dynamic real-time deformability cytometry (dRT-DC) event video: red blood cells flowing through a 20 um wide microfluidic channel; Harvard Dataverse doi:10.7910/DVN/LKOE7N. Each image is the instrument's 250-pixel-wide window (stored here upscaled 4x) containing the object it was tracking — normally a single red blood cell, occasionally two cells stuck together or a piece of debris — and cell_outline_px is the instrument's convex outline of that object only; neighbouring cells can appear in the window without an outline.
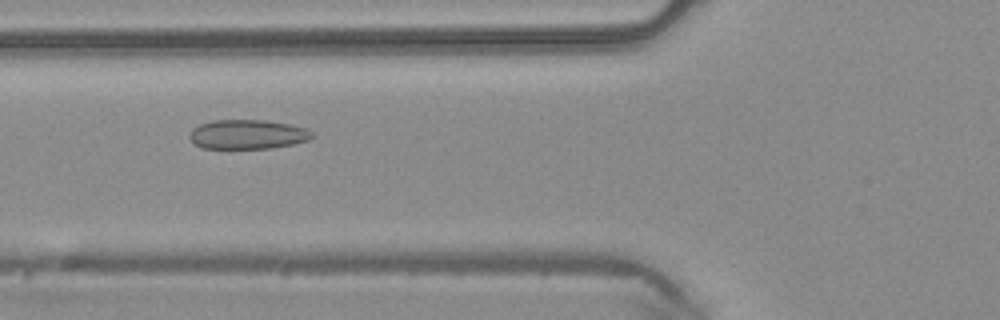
{"species": "common noctule bat (a hibernating species)", "species_latin": "Nyctalus noctula", "temperature_condition": "warm", "stored_images_in_passage": 30, "camera_frame_rate_fps": 3000, "um_per_image_px": 0.085, "animal": {"sex": "male", "body_mass_g": 20.4}, "frame": {"image": 1, "passage_image": 3, "time_ms": 0.667, "image_size_px": [1000, 320], "cell_outline_px": [[316, 136], [308, 140], [292, 144], [272, 148], [204, 148], [196, 144], [188, 136], [188, 132], [192, 128], [200, 124], [212, 120], [268, 120], [292, 124], [304, 128], [312, 132]], "centroid_in_image_um": [21.05, 11.41], "position_along_channel_um": 104.7, "area_um2": 21.1}}
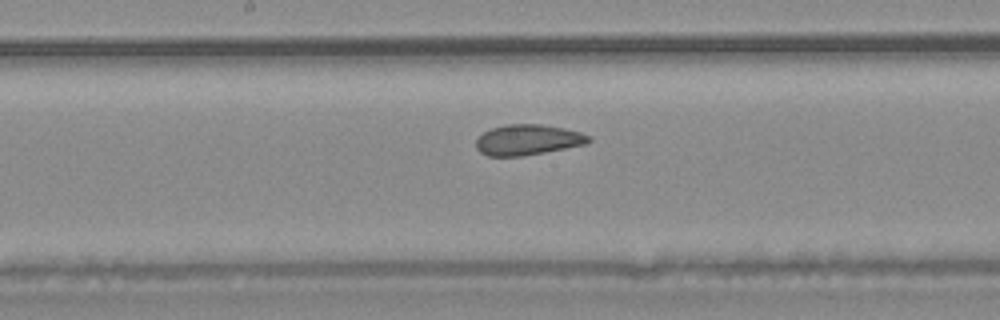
{"frame": {"image": 2, "passage_image": 10, "time_ms": 3.0, "image_size_px": [1000, 320], "cell_outline_px": [[592, 140], [588, 144], [544, 152], [520, 156], [488, 156], [480, 152], [476, 148], [476, 140], [484, 132], [492, 128], [504, 124], [540, 124], [564, 128], [580, 132], [592, 136]], "centroid_in_image_um": [44.89, 11.88], "position_along_channel_um": 203.3, "area_um2": 20.11}}
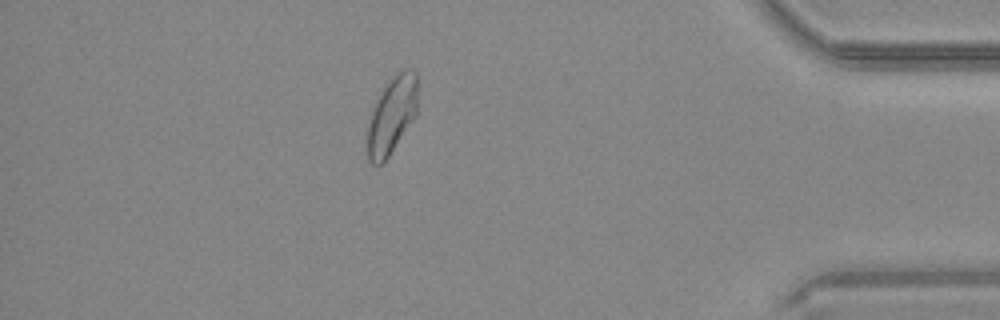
{"frame": {"image": 3, "passage_image": 27, "time_ms": 8.667, "image_size_px": [1000, 320], "cell_outline_px": [[416, 112], [412, 120], [384, 164], [372, 164], [368, 160], [368, 124], [372, 112], [384, 84], [400, 68], [412, 68], [416, 72]], "centroid_in_image_um": [33.3, 9.76], "position_along_channel_um": 401.9, "area_um2": 22.37}}